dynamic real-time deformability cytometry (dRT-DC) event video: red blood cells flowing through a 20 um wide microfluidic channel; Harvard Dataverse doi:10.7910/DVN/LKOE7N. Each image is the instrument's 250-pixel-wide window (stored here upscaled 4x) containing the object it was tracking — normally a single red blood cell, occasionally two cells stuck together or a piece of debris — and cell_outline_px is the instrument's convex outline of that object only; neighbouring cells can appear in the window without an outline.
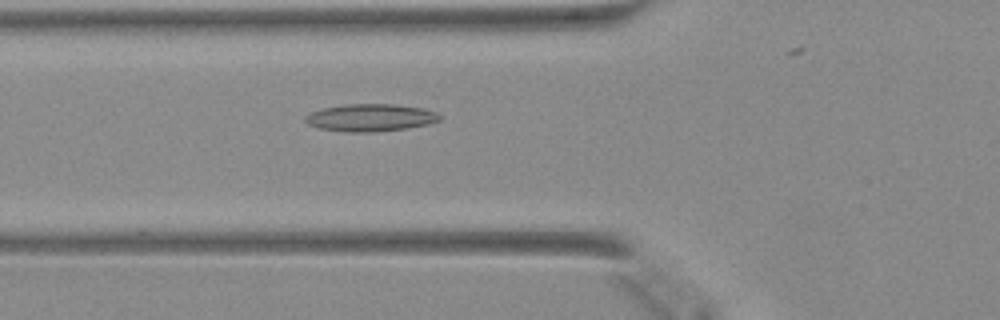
{"species": "Egyptian fruit bat (a non-hibernating species)", "species_latin": "Rousettus aegyptiacus", "temperature_condition": "warm", "stored_images_in_passage": 27, "camera_frame_rate_fps": 3000, "um_per_image_px": 0.085, "animal": {"sex": "female"}, "frame": {"image": 1, "passage_image": 3, "time_ms": 0.667, "image_size_px": [1000, 320], "cell_outline_px": [[440, 120], [428, 124], [408, 128], [376, 132], [348, 132], [320, 128], [308, 124], [304, 120], [304, 116], [320, 108], [344, 104], [392, 104], [424, 108], [436, 112], [440, 116]], "centroid_in_image_um": [31.48, 9.99], "position_along_channel_um": 94.3, "area_um2": 21.56}}
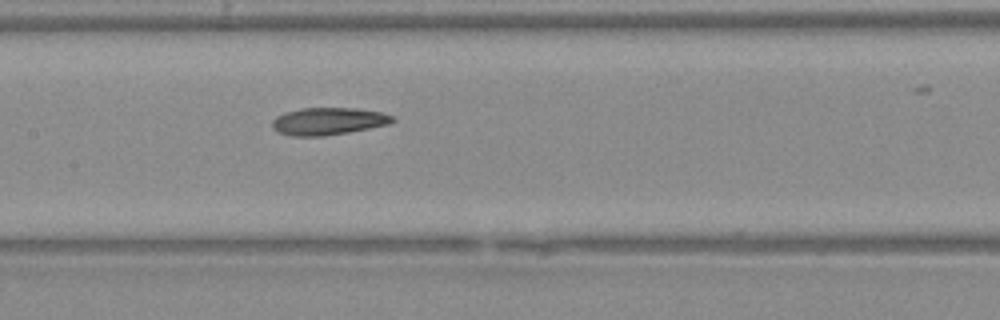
{"frame": {"image": 2, "passage_image": 9, "time_ms": 2.667, "image_size_px": [1000, 320], "cell_outline_px": [[396, 120], [388, 124], [348, 132], [320, 136], [288, 136], [276, 132], [272, 128], [272, 120], [276, 116], [284, 112], [300, 108], [356, 108], [384, 112], [392, 116]], "centroid_in_image_um": [27.85, 10.3], "position_along_channel_um": 179.5, "area_um2": 19.31}}
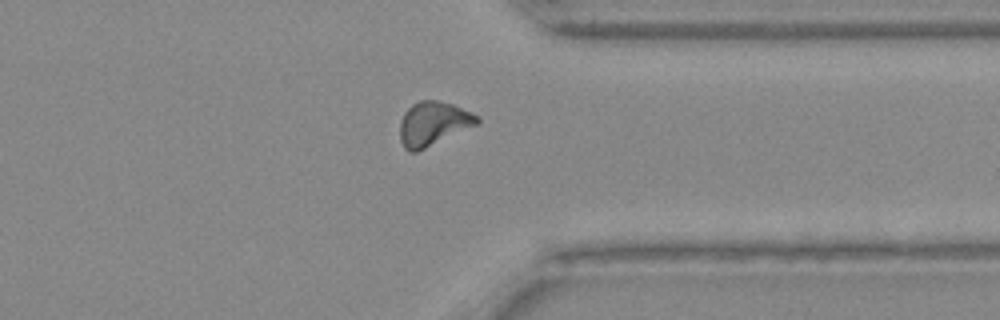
{"frame": {"image": 3, "passage_image": 23, "time_ms": 7.333, "image_size_px": [1000, 320], "cell_outline_px": [[480, 124], [416, 152], [408, 152], [404, 148], [400, 140], [400, 124], [404, 112], [412, 104], [420, 100], [440, 100], [452, 104], [472, 112], [480, 116]], "centroid_in_image_um": [36.85, 10.51], "position_along_channel_um": 374.6, "area_um2": 20.06}}